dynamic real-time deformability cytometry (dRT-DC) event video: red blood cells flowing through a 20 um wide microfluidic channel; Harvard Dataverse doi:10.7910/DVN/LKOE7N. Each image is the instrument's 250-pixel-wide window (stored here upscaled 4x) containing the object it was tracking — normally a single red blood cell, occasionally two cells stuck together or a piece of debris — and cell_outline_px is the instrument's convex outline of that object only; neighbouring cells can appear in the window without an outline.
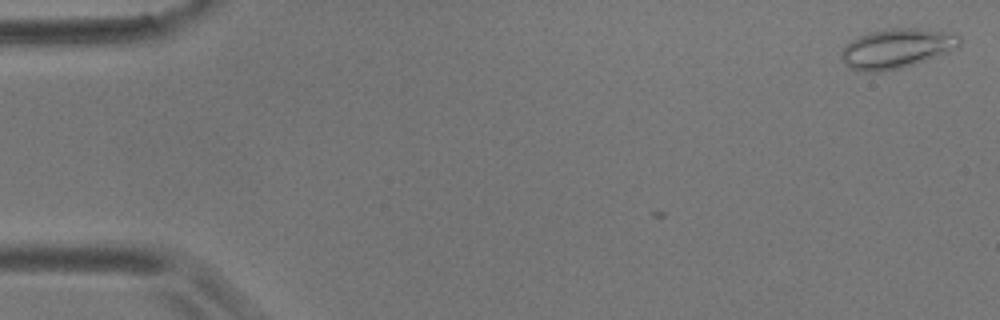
{"species": "common noctule bat (a hibernating species)", "species_latin": "Nyctalus noctula", "temperature_condition": "room temperature", "stored_images_in_passage": 2, "camera_frame_rate_fps": 3000, "um_per_image_px": 0.085, "animal": {"sex": "male", "body_mass_g": 17.9}, "frame": {"image": 1, "passage_image": 1, "time_ms": 0.0, "image_size_px": [1000, 320], "cell_outline_px": [[960, 44], [956, 48], [948, 52], [900, 68], [880, 72], [872, 72], [848, 68], [844, 64], [840, 56], [840, 52], [852, 40], [860, 36], [872, 32], [892, 28], [920, 28], [956, 32], [960, 36]], "centroid_in_image_um": [76.24, 4.11], "position_along_channel_um": 8.8, "area_um2": 27.17}}